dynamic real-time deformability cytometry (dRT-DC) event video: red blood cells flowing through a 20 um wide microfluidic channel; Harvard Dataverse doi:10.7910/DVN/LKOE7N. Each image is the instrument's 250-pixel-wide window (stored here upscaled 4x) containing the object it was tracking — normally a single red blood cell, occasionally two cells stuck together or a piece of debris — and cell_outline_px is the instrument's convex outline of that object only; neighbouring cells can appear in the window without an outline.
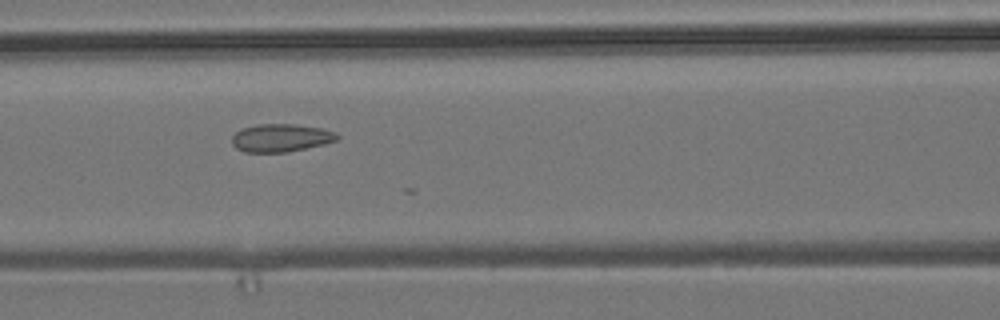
{"species": "common noctule bat (a hibernating species)", "species_latin": "Nyctalus noctula", "temperature_condition": "room temperature", "stored_images_in_passage": 28, "camera_frame_rate_fps": 3000, "um_per_image_px": 0.085, "animal": {"sex": "male", "body_mass_g": 19.2, "forearm_length_mm": 51.8}, "frame": {"image": 1, "passage_image": 23, "time_ms": 7.333, "image_size_px": [1000, 320], "cell_outline_px": [[340, 140], [324, 144], [288, 152], [244, 152], [236, 148], [232, 144], [232, 136], [236, 132], [244, 128], [256, 124], [292, 124], [324, 128], [336, 132], [340, 136]], "centroid_in_image_um": [23.92, 11.72], "position_along_channel_um": 142.7, "area_um2": 17.28}}
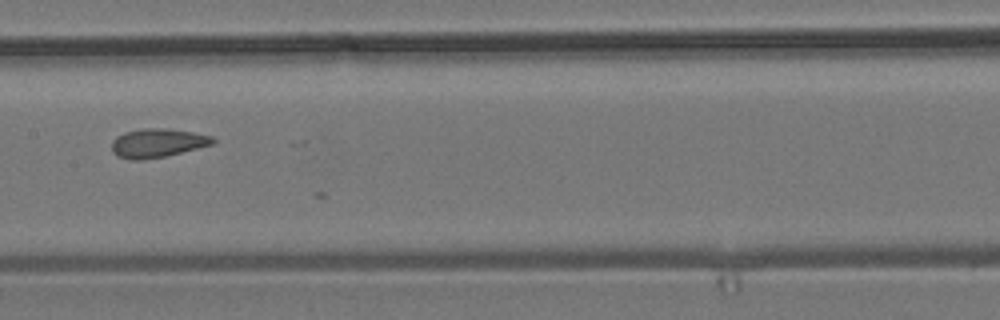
{"frame": {"image": 2, "passage_image": 27, "time_ms": 8.667, "image_size_px": [1000, 320], "cell_outline_px": [[216, 140], [212, 144], [164, 156], [144, 160], [128, 160], [116, 156], [112, 152], [112, 140], [116, 136], [124, 132], [140, 128], [168, 128], [192, 132], [212, 136]], "centroid_in_image_um": [13.32, 12.15], "position_along_channel_um": 194.1, "area_um2": 17.05}}